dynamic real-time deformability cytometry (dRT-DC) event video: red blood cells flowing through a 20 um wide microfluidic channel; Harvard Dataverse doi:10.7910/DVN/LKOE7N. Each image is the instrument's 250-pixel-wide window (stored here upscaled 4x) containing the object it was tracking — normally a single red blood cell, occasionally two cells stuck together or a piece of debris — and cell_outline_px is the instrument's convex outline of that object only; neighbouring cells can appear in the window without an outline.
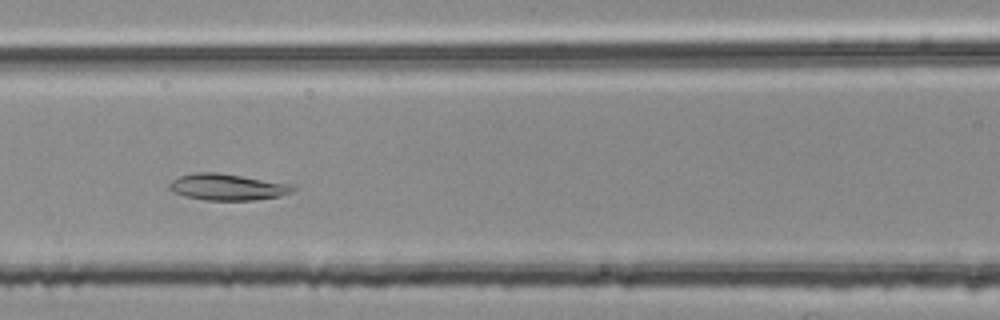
{"species": "common noctule bat (a hibernating species)", "species_latin": "Nyctalus noctula", "temperature_condition": "room temperature", "stored_images_in_passage": 46, "camera_frame_rate_fps": 3000, "um_per_image_px": 0.085, "animal": {"sex": "female", "body_mass_g": 25.1}, "frame": {"image": 1, "passage_image": 18, "time_ms": 5.667, "image_size_px": [1000, 320], "cell_outline_px": [[296, 188], [292, 192], [280, 196], [256, 200], [204, 200], [184, 196], [172, 192], [168, 188], [168, 184], [172, 180], [180, 176], [196, 172], [220, 172], [296, 184]], "centroid_in_image_um": [19.37, 15.89], "position_along_channel_um": 147.2, "area_um2": 19.48}}
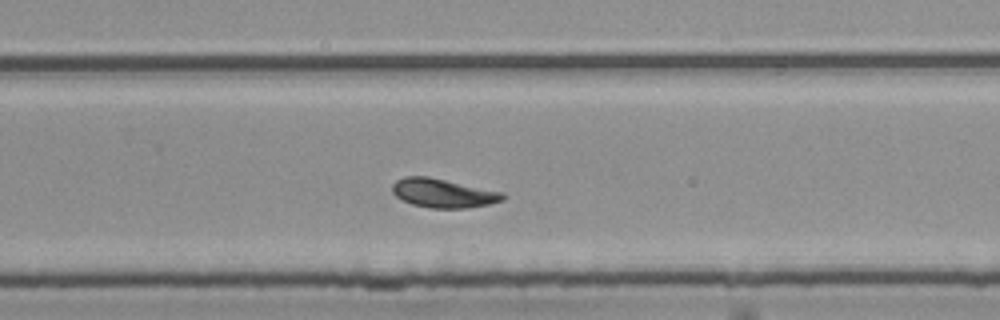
{"frame": {"image": 2, "passage_image": 30, "time_ms": 9.667, "image_size_px": [1000, 320], "cell_outline_px": [[508, 196], [504, 200], [488, 204], [468, 208], [432, 208], [412, 204], [400, 200], [392, 192], [392, 184], [396, 180], [404, 176], [428, 176], [504, 192]], "centroid_in_image_um": [37.68, 16.41], "position_along_channel_um": 292.1, "area_um2": 18.84}}
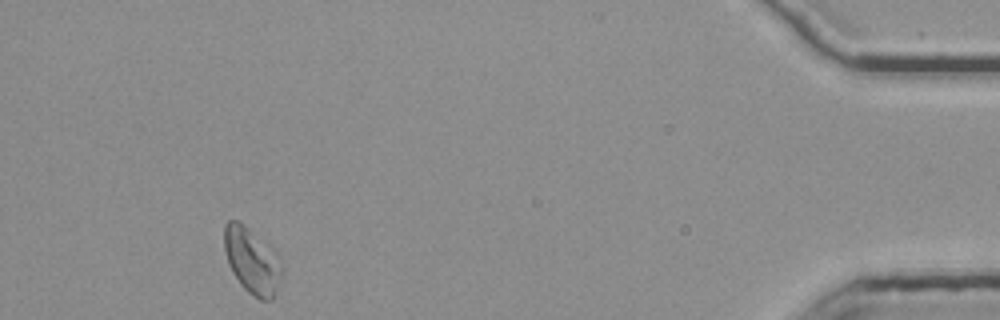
{"frame": {"image": 3, "passage_image": 46, "time_ms": 15.0, "image_size_px": [1000, 320], "cell_outline_px": [[280, 272], [272, 300], [260, 300], [248, 292], [240, 284], [232, 272], [228, 264], [224, 248], [224, 224], [228, 220], [240, 220], [268, 244], [280, 256]], "centroid_in_image_um": [21.37, 22.11], "position_along_channel_um": 413.8, "area_um2": 21.96}}